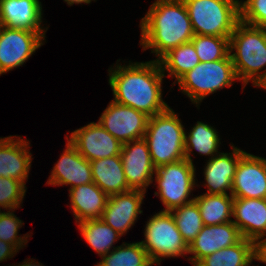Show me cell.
I'll return each mask as SVG.
<instances>
[{
    "label": "cell",
    "mask_w": 266,
    "mask_h": 266,
    "mask_svg": "<svg viewBox=\"0 0 266 266\" xmlns=\"http://www.w3.org/2000/svg\"><path fill=\"white\" fill-rule=\"evenodd\" d=\"M109 70V84L115 102L132 107L149 117L164 112L169 106L162 99L165 76L157 60L117 65Z\"/></svg>",
    "instance_id": "6da1fadb"
},
{
    "label": "cell",
    "mask_w": 266,
    "mask_h": 266,
    "mask_svg": "<svg viewBox=\"0 0 266 266\" xmlns=\"http://www.w3.org/2000/svg\"><path fill=\"white\" fill-rule=\"evenodd\" d=\"M143 50L151 49L157 61L169 50L191 42L194 36L191 21L183 0H157L141 23Z\"/></svg>",
    "instance_id": "7a4b0ae2"
},
{
    "label": "cell",
    "mask_w": 266,
    "mask_h": 266,
    "mask_svg": "<svg viewBox=\"0 0 266 266\" xmlns=\"http://www.w3.org/2000/svg\"><path fill=\"white\" fill-rule=\"evenodd\" d=\"M229 50L238 80L245 87L250 80L255 86H266V72L259 73L266 66V28L239 22L229 37ZM232 50H236L232 53Z\"/></svg>",
    "instance_id": "3957f363"
},
{
    "label": "cell",
    "mask_w": 266,
    "mask_h": 266,
    "mask_svg": "<svg viewBox=\"0 0 266 266\" xmlns=\"http://www.w3.org/2000/svg\"><path fill=\"white\" fill-rule=\"evenodd\" d=\"M184 126L170 107L149 117L144 139L155 168L185 159Z\"/></svg>",
    "instance_id": "277c9868"
},
{
    "label": "cell",
    "mask_w": 266,
    "mask_h": 266,
    "mask_svg": "<svg viewBox=\"0 0 266 266\" xmlns=\"http://www.w3.org/2000/svg\"><path fill=\"white\" fill-rule=\"evenodd\" d=\"M194 35L230 37L240 22L239 0H183Z\"/></svg>",
    "instance_id": "5b68a950"
},
{
    "label": "cell",
    "mask_w": 266,
    "mask_h": 266,
    "mask_svg": "<svg viewBox=\"0 0 266 266\" xmlns=\"http://www.w3.org/2000/svg\"><path fill=\"white\" fill-rule=\"evenodd\" d=\"M237 75L230 54L221 60L200 62L177 82L191 101L198 104L209 94L230 87Z\"/></svg>",
    "instance_id": "8992f818"
},
{
    "label": "cell",
    "mask_w": 266,
    "mask_h": 266,
    "mask_svg": "<svg viewBox=\"0 0 266 266\" xmlns=\"http://www.w3.org/2000/svg\"><path fill=\"white\" fill-rule=\"evenodd\" d=\"M144 230L145 240L140 243L154 264H160L162 257H178L188 253V245L171 212L156 213L149 219Z\"/></svg>",
    "instance_id": "52a82bcc"
},
{
    "label": "cell",
    "mask_w": 266,
    "mask_h": 266,
    "mask_svg": "<svg viewBox=\"0 0 266 266\" xmlns=\"http://www.w3.org/2000/svg\"><path fill=\"white\" fill-rule=\"evenodd\" d=\"M159 196L165 209L171 212L174 208L189 204L194 198L188 199L195 183V168L188 160L165 164L155 169Z\"/></svg>",
    "instance_id": "ba28073f"
},
{
    "label": "cell",
    "mask_w": 266,
    "mask_h": 266,
    "mask_svg": "<svg viewBox=\"0 0 266 266\" xmlns=\"http://www.w3.org/2000/svg\"><path fill=\"white\" fill-rule=\"evenodd\" d=\"M45 31L2 26L0 29V75L23 65L43 45Z\"/></svg>",
    "instance_id": "9c48e42d"
},
{
    "label": "cell",
    "mask_w": 266,
    "mask_h": 266,
    "mask_svg": "<svg viewBox=\"0 0 266 266\" xmlns=\"http://www.w3.org/2000/svg\"><path fill=\"white\" fill-rule=\"evenodd\" d=\"M149 116L132 107L111 101L99 123L122 144L144 138Z\"/></svg>",
    "instance_id": "30bf717a"
},
{
    "label": "cell",
    "mask_w": 266,
    "mask_h": 266,
    "mask_svg": "<svg viewBox=\"0 0 266 266\" xmlns=\"http://www.w3.org/2000/svg\"><path fill=\"white\" fill-rule=\"evenodd\" d=\"M88 161L121 154L122 143L106 131L102 125L91 122L66 138Z\"/></svg>",
    "instance_id": "8fae6325"
},
{
    "label": "cell",
    "mask_w": 266,
    "mask_h": 266,
    "mask_svg": "<svg viewBox=\"0 0 266 266\" xmlns=\"http://www.w3.org/2000/svg\"><path fill=\"white\" fill-rule=\"evenodd\" d=\"M120 156L129 187L145 192L146 187L153 182L152 176L156 169L146 140L141 138L123 144Z\"/></svg>",
    "instance_id": "7c38bea8"
},
{
    "label": "cell",
    "mask_w": 266,
    "mask_h": 266,
    "mask_svg": "<svg viewBox=\"0 0 266 266\" xmlns=\"http://www.w3.org/2000/svg\"><path fill=\"white\" fill-rule=\"evenodd\" d=\"M231 195L234 198H266V159L245 153L236 167Z\"/></svg>",
    "instance_id": "4fadbf2b"
},
{
    "label": "cell",
    "mask_w": 266,
    "mask_h": 266,
    "mask_svg": "<svg viewBox=\"0 0 266 266\" xmlns=\"http://www.w3.org/2000/svg\"><path fill=\"white\" fill-rule=\"evenodd\" d=\"M242 238L239 229L232 221L211 226L204 225L188 246V254L194 255L189 260L195 266L204 257L232 246Z\"/></svg>",
    "instance_id": "5bb4252c"
},
{
    "label": "cell",
    "mask_w": 266,
    "mask_h": 266,
    "mask_svg": "<svg viewBox=\"0 0 266 266\" xmlns=\"http://www.w3.org/2000/svg\"><path fill=\"white\" fill-rule=\"evenodd\" d=\"M145 192L130 190L110 195L101 219L115 231L124 235L134 225L138 214L142 213L141 204Z\"/></svg>",
    "instance_id": "9a60e30c"
},
{
    "label": "cell",
    "mask_w": 266,
    "mask_h": 266,
    "mask_svg": "<svg viewBox=\"0 0 266 266\" xmlns=\"http://www.w3.org/2000/svg\"><path fill=\"white\" fill-rule=\"evenodd\" d=\"M232 216L244 239L258 244L266 235V198H234Z\"/></svg>",
    "instance_id": "2e32d148"
},
{
    "label": "cell",
    "mask_w": 266,
    "mask_h": 266,
    "mask_svg": "<svg viewBox=\"0 0 266 266\" xmlns=\"http://www.w3.org/2000/svg\"><path fill=\"white\" fill-rule=\"evenodd\" d=\"M47 184L70 185V188L93 182L90 161L67 141L66 149L53 167Z\"/></svg>",
    "instance_id": "e0dca14e"
},
{
    "label": "cell",
    "mask_w": 266,
    "mask_h": 266,
    "mask_svg": "<svg viewBox=\"0 0 266 266\" xmlns=\"http://www.w3.org/2000/svg\"><path fill=\"white\" fill-rule=\"evenodd\" d=\"M12 137L0 138V177L25 183L31 167V153L26 140Z\"/></svg>",
    "instance_id": "ac0fdd59"
},
{
    "label": "cell",
    "mask_w": 266,
    "mask_h": 266,
    "mask_svg": "<svg viewBox=\"0 0 266 266\" xmlns=\"http://www.w3.org/2000/svg\"><path fill=\"white\" fill-rule=\"evenodd\" d=\"M232 147L233 153H220L219 156L217 154L209 158L204 169L207 194H227L226 190L231 192L236 167L240 158L246 153L237 147Z\"/></svg>",
    "instance_id": "d6986e66"
},
{
    "label": "cell",
    "mask_w": 266,
    "mask_h": 266,
    "mask_svg": "<svg viewBox=\"0 0 266 266\" xmlns=\"http://www.w3.org/2000/svg\"><path fill=\"white\" fill-rule=\"evenodd\" d=\"M2 26L28 31H44L39 0H0Z\"/></svg>",
    "instance_id": "ffe728a7"
},
{
    "label": "cell",
    "mask_w": 266,
    "mask_h": 266,
    "mask_svg": "<svg viewBox=\"0 0 266 266\" xmlns=\"http://www.w3.org/2000/svg\"><path fill=\"white\" fill-rule=\"evenodd\" d=\"M69 192L76 223L101 218L109 196L94 182L70 188Z\"/></svg>",
    "instance_id": "44dd1931"
},
{
    "label": "cell",
    "mask_w": 266,
    "mask_h": 266,
    "mask_svg": "<svg viewBox=\"0 0 266 266\" xmlns=\"http://www.w3.org/2000/svg\"><path fill=\"white\" fill-rule=\"evenodd\" d=\"M93 182L108 196L132 190L125 177L120 155L90 162Z\"/></svg>",
    "instance_id": "7402d4cb"
},
{
    "label": "cell",
    "mask_w": 266,
    "mask_h": 266,
    "mask_svg": "<svg viewBox=\"0 0 266 266\" xmlns=\"http://www.w3.org/2000/svg\"><path fill=\"white\" fill-rule=\"evenodd\" d=\"M257 259V244L242 238L238 243L215 251L195 266H249Z\"/></svg>",
    "instance_id": "603a6c76"
},
{
    "label": "cell",
    "mask_w": 266,
    "mask_h": 266,
    "mask_svg": "<svg viewBox=\"0 0 266 266\" xmlns=\"http://www.w3.org/2000/svg\"><path fill=\"white\" fill-rule=\"evenodd\" d=\"M234 197L230 194H207L194 197L203 225L211 226L231 222Z\"/></svg>",
    "instance_id": "cb8c5ba5"
},
{
    "label": "cell",
    "mask_w": 266,
    "mask_h": 266,
    "mask_svg": "<svg viewBox=\"0 0 266 266\" xmlns=\"http://www.w3.org/2000/svg\"><path fill=\"white\" fill-rule=\"evenodd\" d=\"M78 224V228L86 242L101 257L107 255L113 243L122 236L101 218L84 220Z\"/></svg>",
    "instance_id": "d4e9b609"
},
{
    "label": "cell",
    "mask_w": 266,
    "mask_h": 266,
    "mask_svg": "<svg viewBox=\"0 0 266 266\" xmlns=\"http://www.w3.org/2000/svg\"><path fill=\"white\" fill-rule=\"evenodd\" d=\"M158 62L163 73L165 70L168 71V76L173 75L177 81L200 63L197 52L191 42L169 50Z\"/></svg>",
    "instance_id": "484cf974"
},
{
    "label": "cell",
    "mask_w": 266,
    "mask_h": 266,
    "mask_svg": "<svg viewBox=\"0 0 266 266\" xmlns=\"http://www.w3.org/2000/svg\"><path fill=\"white\" fill-rule=\"evenodd\" d=\"M216 129L203 122H197V124L190 130V133L185 135V159L193 164L190 153L192 149L197 150L200 155H210L214 157L217 155L219 147V136Z\"/></svg>",
    "instance_id": "4316f807"
},
{
    "label": "cell",
    "mask_w": 266,
    "mask_h": 266,
    "mask_svg": "<svg viewBox=\"0 0 266 266\" xmlns=\"http://www.w3.org/2000/svg\"><path fill=\"white\" fill-rule=\"evenodd\" d=\"M114 250V251H113ZM107 255L102 256V261L96 266H152L148 253L140 242L123 243L113 247Z\"/></svg>",
    "instance_id": "83f0119b"
},
{
    "label": "cell",
    "mask_w": 266,
    "mask_h": 266,
    "mask_svg": "<svg viewBox=\"0 0 266 266\" xmlns=\"http://www.w3.org/2000/svg\"><path fill=\"white\" fill-rule=\"evenodd\" d=\"M171 213L179 232L189 246L204 226L197 203L193 201L174 208Z\"/></svg>",
    "instance_id": "f1b7e54d"
},
{
    "label": "cell",
    "mask_w": 266,
    "mask_h": 266,
    "mask_svg": "<svg viewBox=\"0 0 266 266\" xmlns=\"http://www.w3.org/2000/svg\"><path fill=\"white\" fill-rule=\"evenodd\" d=\"M200 62L217 61L230 54L229 37L194 35L191 39Z\"/></svg>",
    "instance_id": "f546056e"
},
{
    "label": "cell",
    "mask_w": 266,
    "mask_h": 266,
    "mask_svg": "<svg viewBox=\"0 0 266 266\" xmlns=\"http://www.w3.org/2000/svg\"><path fill=\"white\" fill-rule=\"evenodd\" d=\"M25 187L24 182L0 177V207L12 211L19 208L25 196Z\"/></svg>",
    "instance_id": "4dcf8cb0"
},
{
    "label": "cell",
    "mask_w": 266,
    "mask_h": 266,
    "mask_svg": "<svg viewBox=\"0 0 266 266\" xmlns=\"http://www.w3.org/2000/svg\"><path fill=\"white\" fill-rule=\"evenodd\" d=\"M22 224L12 212H0V240L12 244L17 250L22 248L28 242V234L23 237L17 235Z\"/></svg>",
    "instance_id": "1f68e13d"
},
{
    "label": "cell",
    "mask_w": 266,
    "mask_h": 266,
    "mask_svg": "<svg viewBox=\"0 0 266 266\" xmlns=\"http://www.w3.org/2000/svg\"><path fill=\"white\" fill-rule=\"evenodd\" d=\"M240 21L251 26L266 28V0L240 1Z\"/></svg>",
    "instance_id": "d6a6232c"
},
{
    "label": "cell",
    "mask_w": 266,
    "mask_h": 266,
    "mask_svg": "<svg viewBox=\"0 0 266 266\" xmlns=\"http://www.w3.org/2000/svg\"><path fill=\"white\" fill-rule=\"evenodd\" d=\"M17 251L12 244L0 240V261L13 257V254H16Z\"/></svg>",
    "instance_id": "836d02e7"
},
{
    "label": "cell",
    "mask_w": 266,
    "mask_h": 266,
    "mask_svg": "<svg viewBox=\"0 0 266 266\" xmlns=\"http://www.w3.org/2000/svg\"><path fill=\"white\" fill-rule=\"evenodd\" d=\"M262 263H266V238L260 240L257 244V259Z\"/></svg>",
    "instance_id": "e575fe53"
},
{
    "label": "cell",
    "mask_w": 266,
    "mask_h": 266,
    "mask_svg": "<svg viewBox=\"0 0 266 266\" xmlns=\"http://www.w3.org/2000/svg\"><path fill=\"white\" fill-rule=\"evenodd\" d=\"M64 1L67 2L68 5L72 6L74 3H76V4H81V3L89 4L92 0H64Z\"/></svg>",
    "instance_id": "d590c367"
},
{
    "label": "cell",
    "mask_w": 266,
    "mask_h": 266,
    "mask_svg": "<svg viewBox=\"0 0 266 266\" xmlns=\"http://www.w3.org/2000/svg\"><path fill=\"white\" fill-rule=\"evenodd\" d=\"M29 261V262H28ZM27 262L24 261L23 264L18 265V266H43L42 264L40 265L39 262H34L33 260H28ZM34 262V263H33Z\"/></svg>",
    "instance_id": "8d00e7d4"
}]
</instances>
